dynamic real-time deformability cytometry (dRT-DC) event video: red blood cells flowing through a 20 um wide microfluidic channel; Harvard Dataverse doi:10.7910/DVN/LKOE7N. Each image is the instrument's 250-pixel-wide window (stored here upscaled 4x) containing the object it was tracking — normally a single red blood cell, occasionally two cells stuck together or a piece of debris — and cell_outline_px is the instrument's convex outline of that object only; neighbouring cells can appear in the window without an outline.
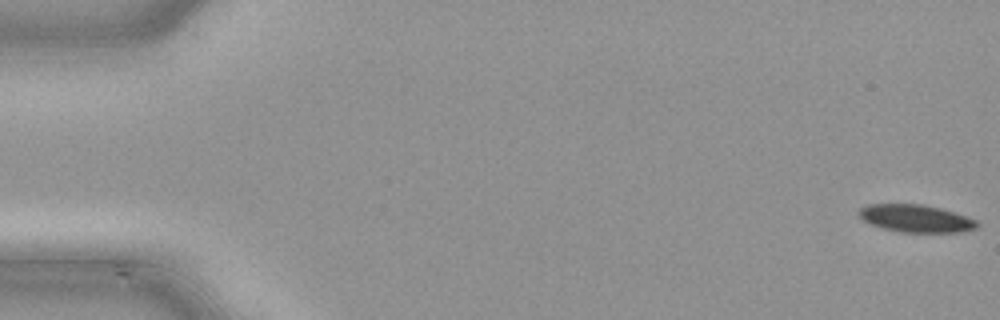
{"species": "common noctule bat (a hibernating species)", "species_latin": "Nyctalus noctula", "temperature_condition": "cold", "stored_images_in_passage": 3, "camera_frame_rate_fps": 3000, "um_per_image_px": 0.085, "animal": {"sex": "male", "body_mass_g": 21.5, "forearm_length_mm": 52.0}, "frame": {"image": 1, "passage_image": 1, "time_ms": 0.0, "image_size_px": [1000, 320], "cell_outline_px": [[980, 224], [976, 228], [956, 232], [904, 232], [884, 228], [872, 224], [864, 220], [860, 216], [860, 208], [868, 204], [924, 204], [956, 212], [976, 220]], "centroid_in_image_um": [77.89, 18.55], "position_along_channel_um": 7.1, "area_um2": 18.73}}